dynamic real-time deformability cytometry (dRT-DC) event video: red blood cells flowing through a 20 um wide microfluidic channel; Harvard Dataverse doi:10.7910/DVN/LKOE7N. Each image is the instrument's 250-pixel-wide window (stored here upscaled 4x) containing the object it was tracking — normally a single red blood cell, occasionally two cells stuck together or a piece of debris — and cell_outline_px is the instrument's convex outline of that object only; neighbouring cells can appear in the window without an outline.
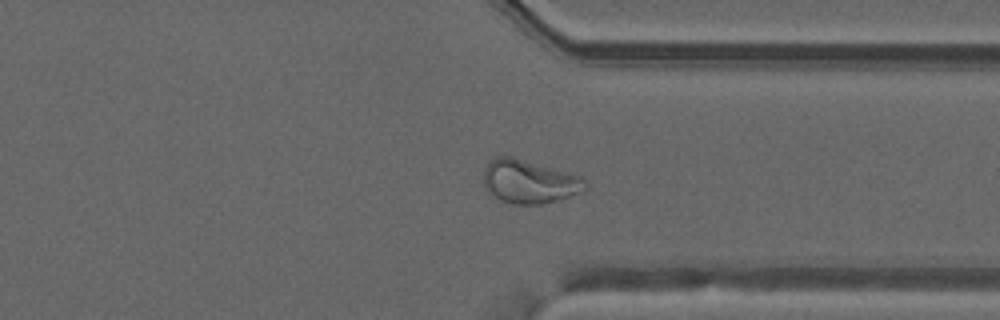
{"species": "common noctule bat (a hibernating species)", "species_latin": "Nyctalus noctula", "temperature_condition": "warm", "stored_images_in_passage": 53, "camera_frame_rate_fps": 3000, "um_per_image_px": 0.085, "animal": {"sex": "male", "forearm_length_mm": 52.5}, "frame": {"image": 1, "passage_image": 40, "time_ms": 13.0, "image_size_px": [1000, 320], "cell_outline_px": [[588, 188], [584, 192], [560, 200], [540, 204], [512, 204], [500, 200], [488, 192], [484, 184], [484, 168], [488, 160], [496, 156], [512, 156], [568, 172], [580, 176], [588, 180]], "centroid_in_image_um": [45.02, 15.44], "position_along_channel_um": 366.4, "area_um2": 26.24}}
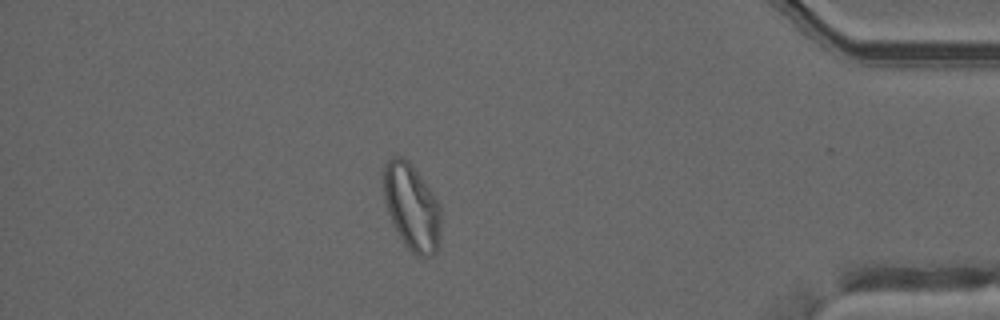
{"frame": {"image": 2, "passage_image": 46, "time_ms": 15.0, "image_size_px": [1000, 320], "cell_outline_px": [[440, 244], [436, 252], [432, 256], [416, 256], [408, 248], [400, 236], [388, 212], [384, 200], [380, 172], [384, 164], [392, 156], [400, 156], [408, 160], [412, 164], [432, 192], [440, 204]], "centroid_in_image_um": [34.97, 17.55], "position_along_channel_um": 400.2, "area_um2": 29.3}, "authors_computed_cell_mechanics": {"area_um2": 29.3046, "velocity_mm_per_s": 3.6895, "shape_relaxation_time_tau1_ms": null, "shape_relaxation_time_tau2_ms": 1.2198, "deformation_change_tau1": null, "deformation_change_tau2": 0.0688}}